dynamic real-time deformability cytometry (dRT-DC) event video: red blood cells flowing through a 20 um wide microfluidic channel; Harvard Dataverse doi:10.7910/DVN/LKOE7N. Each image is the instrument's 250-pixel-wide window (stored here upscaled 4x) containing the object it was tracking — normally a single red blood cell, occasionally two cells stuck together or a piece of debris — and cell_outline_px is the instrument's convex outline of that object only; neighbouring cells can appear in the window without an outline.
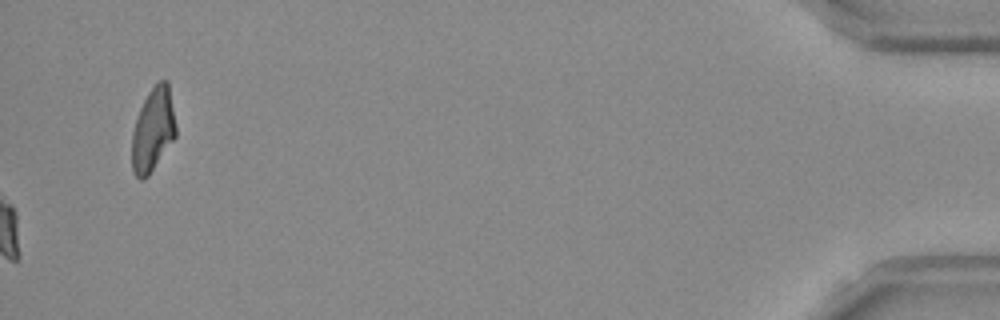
{"species": "Egyptian fruit bat (a non-hibernating species)", "species_latin": "Rousettus aegyptiacus", "temperature_condition": "room temperature", "stored_images_in_passage": 52, "camera_frame_rate_fps": 3000, "um_per_image_px": 0.085, "frame": {"image": 1, "passage_image": 52, "time_ms": 17.0, "image_size_px": [1000, 320], "cell_outline_px": [[176, 136], [148, 176], [144, 180], [140, 180], [132, 172], [132, 132], [140, 108], [148, 92], [160, 80], [168, 80], [176, 124]], "centroid_in_image_um": [13.0, 11.04], "position_along_channel_um": 422.2, "area_um2": 21.39}, "authors_computed_cell_mechanics": {"area_um2": 24.276, "velocity_mm_per_s": 3.8361, "shape_relaxation_time_tau1_ms": 4.9259, "shape_relaxation_time_tau2_ms": 3.7516, "deformation_change_tau1": 0.2041, "deformation_change_tau2": 0.129}}